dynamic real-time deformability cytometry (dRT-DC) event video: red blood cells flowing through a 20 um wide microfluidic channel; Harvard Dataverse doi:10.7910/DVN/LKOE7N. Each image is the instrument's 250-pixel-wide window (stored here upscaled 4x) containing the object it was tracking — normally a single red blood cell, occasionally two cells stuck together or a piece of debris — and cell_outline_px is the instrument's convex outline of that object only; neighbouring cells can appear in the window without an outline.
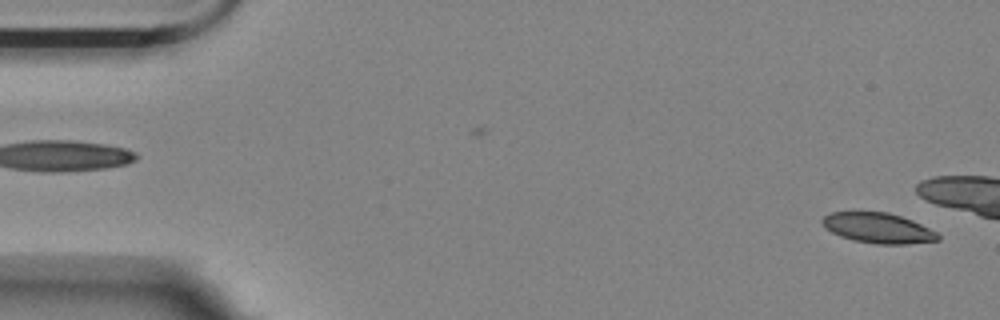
{"species": "Egyptian fruit bat (a non-hibernating species)", "species_latin": "Rousettus aegyptiacus", "temperature_condition": "room temperature", "stored_images_in_passage": 13, "camera_frame_rate_fps": 3000, "um_per_image_px": 0.085, "animal": {"sex": "female"}, "frame": {"image": 1, "passage_image": 1, "time_ms": 0.0, "image_size_px": [1000, 320], "cell_outline_px": [[940, 240], [908, 244], [876, 244], [852, 240], [840, 236], [824, 228], [820, 220], [824, 216], [832, 212], [888, 212], [912, 220], [936, 232], [940, 236]], "centroid_in_image_um": [74.61, 19.39], "position_along_channel_um": 10.4, "area_um2": 20.4}}